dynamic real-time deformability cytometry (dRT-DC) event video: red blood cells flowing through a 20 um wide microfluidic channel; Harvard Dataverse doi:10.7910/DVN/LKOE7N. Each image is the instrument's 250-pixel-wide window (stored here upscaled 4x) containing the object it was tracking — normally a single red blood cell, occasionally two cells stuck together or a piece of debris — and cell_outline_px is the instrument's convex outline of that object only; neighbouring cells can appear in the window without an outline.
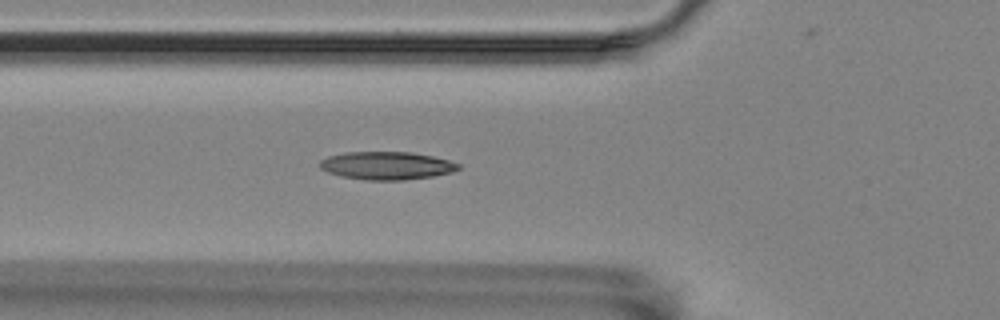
{"species": "Egyptian fruit bat (a non-hibernating species)", "species_latin": "Rousettus aegyptiacus", "temperature_condition": "room temperature", "stored_images_in_passage": 35, "camera_frame_rate_fps": 3000, "um_per_image_px": 0.085, "animal": {"sex": "female"}, "frame": {"image": 1, "passage_image": 6, "time_ms": 1.667, "image_size_px": [1000, 320], "cell_outline_px": [[460, 168], [452, 172], [432, 176], [404, 180], [364, 180], [340, 176], [328, 172], [320, 168], [320, 160], [328, 156], [344, 152], [412, 152], [432, 156], [448, 160], [460, 164]], "centroid_in_image_um": [32.85, 14.08], "position_along_channel_um": 93.0, "area_um2": 22.6}}
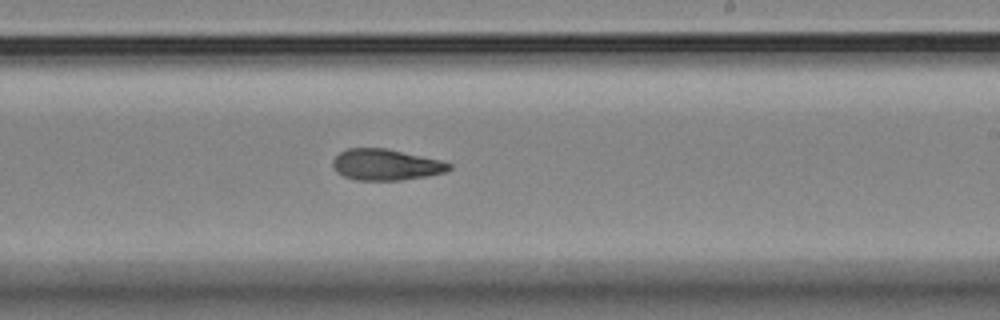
{"frame": {"image": 2, "passage_image": 20, "time_ms": 6.333, "image_size_px": [1000, 320], "cell_outline_px": [[452, 168], [444, 172], [428, 176], [400, 180], [356, 180], [344, 176], [336, 172], [332, 164], [332, 160], [340, 152], [348, 148], [384, 148], [440, 160], [452, 164]], "centroid_in_image_um": [32.78, 14.0], "position_along_channel_um": 256.2, "area_um2": 20.98}}
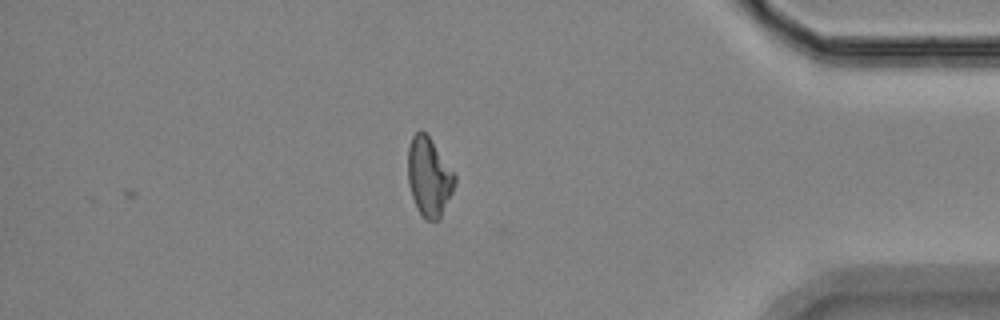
{"frame": {"image": 3, "passage_image": 35, "time_ms": 11.333, "image_size_px": [1000, 320], "cell_outline_px": [[456, 184], [440, 220], [428, 220], [416, 208], [408, 184], [408, 148], [412, 136], [420, 128], [428, 136], [456, 176]], "centroid_in_image_um": [36.46, 15.05], "position_along_channel_um": 398.7, "area_um2": 21.39}, "authors_computed_cell_mechanics": {"area_um2": 21.1548, "velocity_mm_per_s": 3.4872, "shape_relaxation_time_tau1_ms": null, "shape_relaxation_time_tau2_ms": 4.9177, "deformation_change_tau1": null, "deformation_change_tau2": 0.1195}}